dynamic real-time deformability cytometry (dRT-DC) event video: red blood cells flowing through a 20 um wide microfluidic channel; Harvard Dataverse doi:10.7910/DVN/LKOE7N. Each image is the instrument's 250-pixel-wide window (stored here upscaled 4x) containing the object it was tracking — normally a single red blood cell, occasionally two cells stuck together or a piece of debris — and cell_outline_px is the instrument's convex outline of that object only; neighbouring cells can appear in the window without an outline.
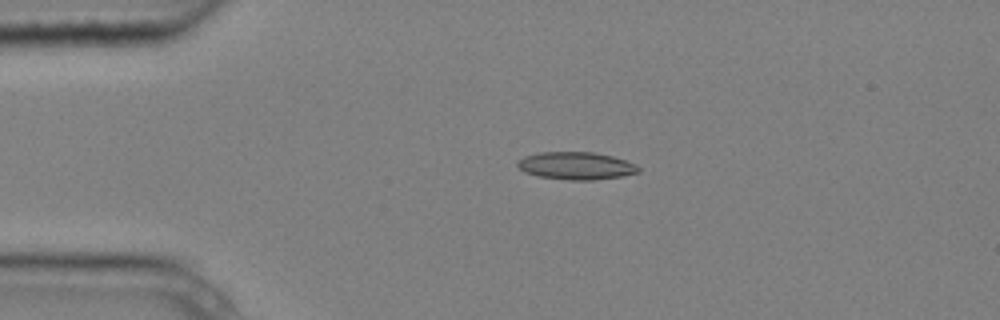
{"species": "common noctule bat (a hibernating species)", "species_latin": "Nyctalus noctula", "temperature_condition": "cold", "stored_images_in_passage": 2, "camera_frame_rate_fps": 3000, "um_per_image_px": 0.085, "animal": {"sex": "male", "body_mass_g": 20.4}, "frame": {"image": 1, "passage_image": 1, "time_ms": 0.0, "image_size_px": [1000, 320], "cell_outline_px": [[640, 172], [620, 176], [592, 180], [568, 180], [536, 176], [524, 172], [516, 164], [524, 156], [540, 152], [592, 152], [612, 156], [636, 164], [640, 168]], "centroid_in_image_um": [48.96, 14.09], "position_along_channel_um": 36.0, "area_um2": 19.36}}